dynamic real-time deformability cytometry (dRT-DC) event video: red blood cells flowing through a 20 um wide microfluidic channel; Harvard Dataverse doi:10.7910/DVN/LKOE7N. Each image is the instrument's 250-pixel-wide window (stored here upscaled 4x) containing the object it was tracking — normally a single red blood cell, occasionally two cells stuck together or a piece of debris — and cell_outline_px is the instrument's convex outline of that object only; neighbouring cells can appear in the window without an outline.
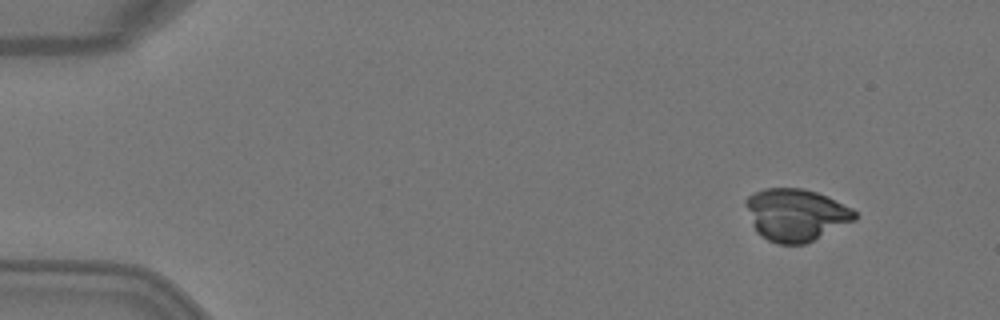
{"species": "Egyptian fruit bat (a non-hibernating species)", "species_latin": "Rousettus aegyptiacus", "temperature_condition": "warm", "stored_images_in_passage": 2, "camera_frame_rate_fps": 3000, "um_per_image_px": 0.085, "animal": {"sex": "female"}, "frame": {"image": 1, "passage_image": 2, "time_ms": 0.333, "image_size_px": [1000, 320], "cell_outline_px": [[856, 220], [804, 244], [780, 244], [768, 240], [760, 236], [756, 232], [752, 224], [744, 204], [748, 196], [764, 188], [800, 188], [816, 192], [852, 208], [856, 212]], "centroid_in_image_um": [67.62, 18.26], "position_along_channel_um": 17.4, "area_um2": 33.0}}